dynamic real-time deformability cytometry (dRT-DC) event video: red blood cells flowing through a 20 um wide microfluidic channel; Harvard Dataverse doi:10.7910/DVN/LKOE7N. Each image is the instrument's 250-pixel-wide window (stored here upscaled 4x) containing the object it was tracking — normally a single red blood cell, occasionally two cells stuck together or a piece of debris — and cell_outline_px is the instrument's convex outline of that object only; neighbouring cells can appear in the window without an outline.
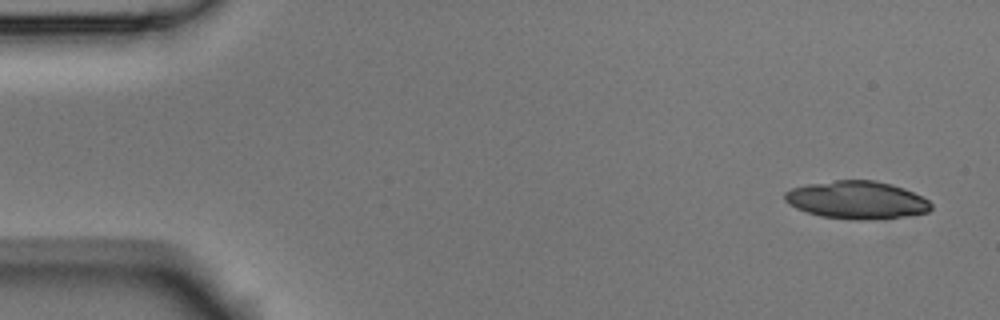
{"species": "Egyptian fruit bat (a non-hibernating species)", "species_latin": "Rousettus aegyptiacus", "temperature_condition": "room temperature", "stored_images_in_passage": 5, "segment_of_instrument_passage": [1, 2], "camera_frame_rate_fps": 3000, "um_per_image_px": 0.085, "animal": {"sex": "male"}, "frame": {"image": 1, "passage_image": 1, "time_ms": 0.0, "image_size_px": [1000, 320], "cell_outline_px": [[932, 208], [928, 212], [904, 216], [864, 220], [852, 220], [820, 216], [796, 208], [788, 204], [784, 200], [784, 192], [792, 188], [808, 184], [836, 180], [876, 180], [892, 184], [904, 188], [928, 200], [932, 204]], "centroid_in_image_um": [72.81, 16.99], "position_along_channel_um": 12.2, "area_um2": 32.19}}